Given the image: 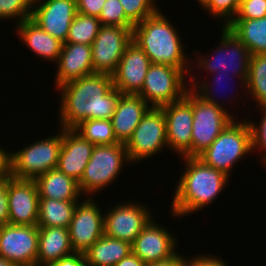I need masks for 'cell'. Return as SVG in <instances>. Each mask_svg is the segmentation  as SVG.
Returning <instances> with one entry per match:
<instances>
[{
	"label": "cell",
	"mask_w": 266,
	"mask_h": 266,
	"mask_svg": "<svg viewBox=\"0 0 266 266\" xmlns=\"http://www.w3.org/2000/svg\"><path fill=\"white\" fill-rule=\"evenodd\" d=\"M259 110V111H258ZM258 111V116L260 115L257 122L254 119L247 118L251 129V141H252V152H256L258 156L260 155V160L266 155V110L256 109Z\"/></svg>",
	"instance_id": "37"
},
{
	"label": "cell",
	"mask_w": 266,
	"mask_h": 266,
	"mask_svg": "<svg viewBox=\"0 0 266 266\" xmlns=\"http://www.w3.org/2000/svg\"><path fill=\"white\" fill-rule=\"evenodd\" d=\"M166 119L167 146L178 157H191L192 141V89L184 98L160 107Z\"/></svg>",
	"instance_id": "14"
},
{
	"label": "cell",
	"mask_w": 266,
	"mask_h": 266,
	"mask_svg": "<svg viewBox=\"0 0 266 266\" xmlns=\"http://www.w3.org/2000/svg\"><path fill=\"white\" fill-rule=\"evenodd\" d=\"M35 182L38 187L39 198L63 201H80L81 198H84L78 182L57 168L38 176Z\"/></svg>",
	"instance_id": "26"
},
{
	"label": "cell",
	"mask_w": 266,
	"mask_h": 266,
	"mask_svg": "<svg viewBox=\"0 0 266 266\" xmlns=\"http://www.w3.org/2000/svg\"><path fill=\"white\" fill-rule=\"evenodd\" d=\"M133 27L101 25L91 45L94 73L112 75L132 42Z\"/></svg>",
	"instance_id": "12"
},
{
	"label": "cell",
	"mask_w": 266,
	"mask_h": 266,
	"mask_svg": "<svg viewBox=\"0 0 266 266\" xmlns=\"http://www.w3.org/2000/svg\"><path fill=\"white\" fill-rule=\"evenodd\" d=\"M197 1H198L197 5H199V7H201L207 0H197ZM195 2H196V0H195Z\"/></svg>",
	"instance_id": "48"
},
{
	"label": "cell",
	"mask_w": 266,
	"mask_h": 266,
	"mask_svg": "<svg viewBox=\"0 0 266 266\" xmlns=\"http://www.w3.org/2000/svg\"><path fill=\"white\" fill-rule=\"evenodd\" d=\"M72 253L68 228L39 227L36 266H46Z\"/></svg>",
	"instance_id": "25"
},
{
	"label": "cell",
	"mask_w": 266,
	"mask_h": 266,
	"mask_svg": "<svg viewBox=\"0 0 266 266\" xmlns=\"http://www.w3.org/2000/svg\"><path fill=\"white\" fill-rule=\"evenodd\" d=\"M106 0H76L77 13L99 17Z\"/></svg>",
	"instance_id": "41"
},
{
	"label": "cell",
	"mask_w": 266,
	"mask_h": 266,
	"mask_svg": "<svg viewBox=\"0 0 266 266\" xmlns=\"http://www.w3.org/2000/svg\"><path fill=\"white\" fill-rule=\"evenodd\" d=\"M46 266H85L84 253L74 252Z\"/></svg>",
	"instance_id": "42"
},
{
	"label": "cell",
	"mask_w": 266,
	"mask_h": 266,
	"mask_svg": "<svg viewBox=\"0 0 266 266\" xmlns=\"http://www.w3.org/2000/svg\"><path fill=\"white\" fill-rule=\"evenodd\" d=\"M35 0H0V22L16 21L15 25L31 18Z\"/></svg>",
	"instance_id": "34"
},
{
	"label": "cell",
	"mask_w": 266,
	"mask_h": 266,
	"mask_svg": "<svg viewBox=\"0 0 266 266\" xmlns=\"http://www.w3.org/2000/svg\"><path fill=\"white\" fill-rule=\"evenodd\" d=\"M221 28H219L221 37L217 43L219 45H216L211 53L209 51V54L206 52L202 55L200 52L198 53V50H193V57L196 58L191 59V70L195 72L199 69V71L206 72L202 77L216 72L230 73L236 77H248L251 56L248 48L226 27Z\"/></svg>",
	"instance_id": "7"
},
{
	"label": "cell",
	"mask_w": 266,
	"mask_h": 266,
	"mask_svg": "<svg viewBox=\"0 0 266 266\" xmlns=\"http://www.w3.org/2000/svg\"><path fill=\"white\" fill-rule=\"evenodd\" d=\"M125 147L132 164L148 161L166 149L169 151L166 119L161 108L151 107L146 112Z\"/></svg>",
	"instance_id": "9"
},
{
	"label": "cell",
	"mask_w": 266,
	"mask_h": 266,
	"mask_svg": "<svg viewBox=\"0 0 266 266\" xmlns=\"http://www.w3.org/2000/svg\"><path fill=\"white\" fill-rule=\"evenodd\" d=\"M0 266H16L13 262H11L10 260H7L5 258H2L0 256Z\"/></svg>",
	"instance_id": "46"
},
{
	"label": "cell",
	"mask_w": 266,
	"mask_h": 266,
	"mask_svg": "<svg viewBox=\"0 0 266 266\" xmlns=\"http://www.w3.org/2000/svg\"><path fill=\"white\" fill-rule=\"evenodd\" d=\"M151 106L138 94H122L111 117L114 135L126 144Z\"/></svg>",
	"instance_id": "23"
},
{
	"label": "cell",
	"mask_w": 266,
	"mask_h": 266,
	"mask_svg": "<svg viewBox=\"0 0 266 266\" xmlns=\"http://www.w3.org/2000/svg\"><path fill=\"white\" fill-rule=\"evenodd\" d=\"M126 17L135 25L161 10L158 0H119ZM158 4V5H157Z\"/></svg>",
	"instance_id": "35"
},
{
	"label": "cell",
	"mask_w": 266,
	"mask_h": 266,
	"mask_svg": "<svg viewBox=\"0 0 266 266\" xmlns=\"http://www.w3.org/2000/svg\"><path fill=\"white\" fill-rule=\"evenodd\" d=\"M94 146L74 129L62 128V145L57 169L79 182L91 158Z\"/></svg>",
	"instance_id": "20"
},
{
	"label": "cell",
	"mask_w": 266,
	"mask_h": 266,
	"mask_svg": "<svg viewBox=\"0 0 266 266\" xmlns=\"http://www.w3.org/2000/svg\"><path fill=\"white\" fill-rule=\"evenodd\" d=\"M127 164L132 165L125 144L95 145L84 174L78 182L80 192L84 197H95L96 194L99 196V192L115 185Z\"/></svg>",
	"instance_id": "6"
},
{
	"label": "cell",
	"mask_w": 266,
	"mask_h": 266,
	"mask_svg": "<svg viewBox=\"0 0 266 266\" xmlns=\"http://www.w3.org/2000/svg\"><path fill=\"white\" fill-rule=\"evenodd\" d=\"M131 252L129 242L103 235L84 252L85 266H114Z\"/></svg>",
	"instance_id": "27"
},
{
	"label": "cell",
	"mask_w": 266,
	"mask_h": 266,
	"mask_svg": "<svg viewBox=\"0 0 266 266\" xmlns=\"http://www.w3.org/2000/svg\"><path fill=\"white\" fill-rule=\"evenodd\" d=\"M151 64L149 57L132 41L112 74L113 86L122 94H137Z\"/></svg>",
	"instance_id": "19"
},
{
	"label": "cell",
	"mask_w": 266,
	"mask_h": 266,
	"mask_svg": "<svg viewBox=\"0 0 266 266\" xmlns=\"http://www.w3.org/2000/svg\"><path fill=\"white\" fill-rule=\"evenodd\" d=\"M262 167L265 166L266 169V155L260 160Z\"/></svg>",
	"instance_id": "47"
},
{
	"label": "cell",
	"mask_w": 266,
	"mask_h": 266,
	"mask_svg": "<svg viewBox=\"0 0 266 266\" xmlns=\"http://www.w3.org/2000/svg\"><path fill=\"white\" fill-rule=\"evenodd\" d=\"M57 124L74 129L87 119H111L122 93L110 74L93 73L59 86ZM59 120V123H58Z\"/></svg>",
	"instance_id": "1"
},
{
	"label": "cell",
	"mask_w": 266,
	"mask_h": 266,
	"mask_svg": "<svg viewBox=\"0 0 266 266\" xmlns=\"http://www.w3.org/2000/svg\"><path fill=\"white\" fill-rule=\"evenodd\" d=\"M145 266H185V255L177 251L170 258L157 261L155 263H149Z\"/></svg>",
	"instance_id": "43"
},
{
	"label": "cell",
	"mask_w": 266,
	"mask_h": 266,
	"mask_svg": "<svg viewBox=\"0 0 266 266\" xmlns=\"http://www.w3.org/2000/svg\"><path fill=\"white\" fill-rule=\"evenodd\" d=\"M74 130L94 145L118 144L110 119H87Z\"/></svg>",
	"instance_id": "31"
},
{
	"label": "cell",
	"mask_w": 266,
	"mask_h": 266,
	"mask_svg": "<svg viewBox=\"0 0 266 266\" xmlns=\"http://www.w3.org/2000/svg\"><path fill=\"white\" fill-rule=\"evenodd\" d=\"M226 28L246 45L251 55L266 53V17L233 19Z\"/></svg>",
	"instance_id": "28"
},
{
	"label": "cell",
	"mask_w": 266,
	"mask_h": 266,
	"mask_svg": "<svg viewBox=\"0 0 266 266\" xmlns=\"http://www.w3.org/2000/svg\"><path fill=\"white\" fill-rule=\"evenodd\" d=\"M239 3L240 0H207L201 8L217 21L218 26L226 27L235 17Z\"/></svg>",
	"instance_id": "33"
},
{
	"label": "cell",
	"mask_w": 266,
	"mask_h": 266,
	"mask_svg": "<svg viewBox=\"0 0 266 266\" xmlns=\"http://www.w3.org/2000/svg\"><path fill=\"white\" fill-rule=\"evenodd\" d=\"M78 202L39 198L37 226L68 228Z\"/></svg>",
	"instance_id": "29"
},
{
	"label": "cell",
	"mask_w": 266,
	"mask_h": 266,
	"mask_svg": "<svg viewBox=\"0 0 266 266\" xmlns=\"http://www.w3.org/2000/svg\"><path fill=\"white\" fill-rule=\"evenodd\" d=\"M9 224L37 226L39 192L35 180H8Z\"/></svg>",
	"instance_id": "18"
},
{
	"label": "cell",
	"mask_w": 266,
	"mask_h": 266,
	"mask_svg": "<svg viewBox=\"0 0 266 266\" xmlns=\"http://www.w3.org/2000/svg\"><path fill=\"white\" fill-rule=\"evenodd\" d=\"M0 146V177L8 173V149Z\"/></svg>",
	"instance_id": "45"
},
{
	"label": "cell",
	"mask_w": 266,
	"mask_h": 266,
	"mask_svg": "<svg viewBox=\"0 0 266 266\" xmlns=\"http://www.w3.org/2000/svg\"><path fill=\"white\" fill-rule=\"evenodd\" d=\"M195 254L191 257L185 255V266H228L222 256L213 254ZM206 254V255H205ZM221 257V258H220Z\"/></svg>",
	"instance_id": "39"
},
{
	"label": "cell",
	"mask_w": 266,
	"mask_h": 266,
	"mask_svg": "<svg viewBox=\"0 0 266 266\" xmlns=\"http://www.w3.org/2000/svg\"><path fill=\"white\" fill-rule=\"evenodd\" d=\"M91 45L63 43L58 62L56 63L55 82L57 89L68 82L94 73Z\"/></svg>",
	"instance_id": "21"
},
{
	"label": "cell",
	"mask_w": 266,
	"mask_h": 266,
	"mask_svg": "<svg viewBox=\"0 0 266 266\" xmlns=\"http://www.w3.org/2000/svg\"><path fill=\"white\" fill-rule=\"evenodd\" d=\"M11 177L9 173L0 177V227L9 223L8 180Z\"/></svg>",
	"instance_id": "40"
},
{
	"label": "cell",
	"mask_w": 266,
	"mask_h": 266,
	"mask_svg": "<svg viewBox=\"0 0 266 266\" xmlns=\"http://www.w3.org/2000/svg\"><path fill=\"white\" fill-rule=\"evenodd\" d=\"M153 217L131 244L132 252L145 264L170 258L177 252L178 235Z\"/></svg>",
	"instance_id": "16"
},
{
	"label": "cell",
	"mask_w": 266,
	"mask_h": 266,
	"mask_svg": "<svg viewBox=\"0 0 266 266\" xmlns=\"http://www.w3.org/2000/svg\"><path fill=\"white\" fill-rule=\"evenodd\" d=\"M39 227L6 224L0 227V256L16 266H36Z\"/></svg>",
	"instance_id": "15"
},
{
	"label": "cell",
	"mask_w": 266,
	"mask_h": 266,
	"mask_svg": "<svg viewBox=\"0 0 266 266\" xmlns=\"http://www.w3.org/2000/svg\"><path fill=\"white\" fill-rule=\"evenodd\" d=\"M98 19L101 25L134 27L119 0H106Z\"/></svg>",
	"instance_id": "36"
},
{
	"label": "cell",
	"mask_w": 266,
	"mask_h": 266,
	"mask_svg": "<svg viewBox=\"0 0 266 266\" xmlns=\"http://www.w3.org/2000/svg\"><path fill=\"white\" fill-rule=\"evenodd\" d=\"M100 27L97 17L77 13L70 25L66 43L92 45Z\"/></svg>",
	"instance_id": "32"
},
{
	"label": "cell",
	"mask_w": 266,
	"mask_h": 266,
	"mask_svg": "<svg viewBox=\"0 0 266 266\" xmlns=\"http://www.w3.org/2000/svg\"><path fill=\"white\" fill-rule=\"evenodd\" d=\"M181 160L185 169H182L180 179L176 182L169 207V214L174 220L208 208L217 201L231 181L224 172L205 165L197 157H182Z\"/></svg>",
	"instance_id": "2"
},
{
	"label": "cell",
	"mask_w": 266,
	"mask_h": 266,
	"mask_svg": "<svg viewBox=\"0 0 266 266\" xmlns=\"http://www.w3.org/2000/svg\"><path fill=\"white\" fill-rule=\"evenodd\" d=\"M192 112L191 157H198L235 118L222 107L203 100L193 90Z\"/></svg>",
	"instance_id": "10"
},
{
	"label": "cell",
	"mask_w": 266,
	"mask_h": 266,
	"mask_svg": "<svg viewBox=\"0 0 266 266\" xmlns=\"http://www.w3.org/2000/svg\"><path fill=\"white\" fill-rule=\"evenodd\" d=\"M189 88V76L182 69L152 63L137 94L151 107L160 108L184 98Z\"/></svg>",
	"instance_id": "8"
},
{
	"label": "cell",
	"mask_w": 266,
	"mask_h": 266,
	"mask_svg": "<svg viewBox=\"0 0 266 266\" xmlns=\"http://www.w3.org/2000/svg\"><path fill=\"white\" fill-rule=\"evenodd\" d=\"M212 75V76H211ZM198 74H196L195 72H194V74H193V72H191L190 73V75H189V87L200 97V98H202L203 100H205V101H207V102H210V103H212V104H214V105H216V106H219V107H222L224 110H226L227 112H229L234 118H238V116H235V113H233L232 111H229L230 109H231V107H233V105H234V109H235V106L237 105L238 107H236L237 109H239L241 106H239V104L237 103V101H238V97H240L241 99H242V96L240 95V94H242V95H244L243 97H244V100H245V97L247 98V82H246V80H247V77H236V76H232V75H230V74H224V73H212V74H209L208 76H210V78H211V80H210V78L209 77H207V78H202L201 76H199ZM214 76V77H213ZM229 76V77H228ZM232 76V77H231ZM224 77V78H223ZM213 78H214V81H213ZM225 78H226V80H225ZM229 78V81H231L232 80V82H234L235 80H237L238 82L237 83H240V84H238L240 87L238 88V87H236V83H233L232 84V82L230 83L231 85H233L232 87L230 86V84H229V87L231 88V90L232 91H237L236 89H241V91H239V92H241L240 94H239V92H238V94L237 95H235L236 96V98H234V97H232L233 99H232V101H231V99H230V97L229 96H227V97H229V99H227V97H223L225 94H223V98H225V100L227 99V100H229V101H225V100H223V98H222V100L223 101H221V98L219 99L218 98V96L219 95H217L218 93H220V92H217L216 90H218V89H216V87L218 88L221 84V86H223V87H225V84H226V87H228L227 85H228V81H227V79ZM232 78H234V79H232ZM208 81H207V80ZM223 80H225V82L223 81ZM223 83H224V85H223ZM235 84V85H234ZM236 87V89H232L233 87ZM229 87H228V89H229ZM220 88H222V87H220ZM219 88V89H220ZM223 89H225L226 90V88H223ZM222 89V90H223ZM221 90V89H220ZM242 90L244 91V92H242ZM216 92V93H215ZM225 92V91H224ZM228 92V91H227ZM226 92V93H227ZM229 92H230V89H229ZM221 93H223V92H221ZM231 93H233V92H231ZM230 93V94H231ZM221 95V94H220ZM239 95V96H238ZM231 96V95H230ZM219 97H221V96H219ZM234 100H237V101H234ZM225 101V102H224ZM231 102H232V104H231ZM234 102H235V104H234ZM224 103V104H223ZM226 103V104H225ZM229 104H231L230 105V107H228V105ZM227 105V106H226ZM226 106V107H225ZM229 109V110H228Z\"/></svg>",
	"instance_id": "22"
},
{
	"label": "cell",
	"mask_w": 266,
	"mask_h": 266,
	"mask_svg": "<svg viewBox=\"0 0 266 266\" xmlns=\"http://www.w3.org/2000/svg\"><path fill=\"white\" fill-rule=\"evenodd\" d=\"M23 46L33 55L40 57L43 61L51 62L55 65L61 53L62 42L45 32L31 18H28L17 25H14Z\"/></svg>",
	"instance_id": "24"
},
{
	"label": "cell",
	"mask_w": 266,
	"mask_h": 266,
	"mask_svg": "<svg viewBox=\"0 0 266 266\" xmlns=\"http://www.w3.org/2000/svg\"><path fill=\"white\" fill-rule=\"evenodd\" d=\"M54 135L35 139L23 148L8 151V173L17 179L35 180L49 170L56 169L62 145V128Z\"/></svg>",
	"instance_id": "5"
},
{
	"label": "cell",
	"mask_w": 266,
	"mask_h": 266,
	"mask_svg": "<svg viewBox=\"0 0 266 266\" xmlns=\"http://www.w3.org/2000/svg\"><path fill=\"white\" fill-rule=\"evenodd\" d=\"M146 264L133 252L129 253L120 262L116 263L114 266H145Z\"/></svg>",
	"instance_id": "44"
},
{
	"label": "cell",
	"mask_w": 266,
	"mask_h": 266,
	"mask_svg": "<svg viewBox=\"0 0 266 266\" xmlns=\"http://www.w3.org/2000/svg\"><path fill=\"white\" fill-rule=\"evenodd\" d=\"M139 200L119 201L104 211V235L132 244L154 217L153 208ZM148 207V208H147ZM153 213V214H152ZM153 215V216H152Z\"/></svg>",
	"instance_id": "11"
},
{
	"label": "cell",
	"mask_w": 266,
	"mask_h": 266,
	"mask_svg": "<svg viewBox=\"0 0 266 266\" xmlns=\"http://www.w3.org/2000/svg\"><path fill=\"white\" fill-rule=\"evenodd\" d=\"M162 11L135 24L132 41L144 51L151 63L180 68L189 76L192 57L186 52L187 43L182 41L180 29Z\"/></svg>",
	"instance_id": "3"
},
{
	"label": "cell",
	"mask_w": 266,
	"mask_h": 266,
	"mask_svg": "<svg viewBox=\"0 0 266 266\" xmlns=\"http://www.w3.org/2000/svg\"><path fill=\"white\" fill-rule=\"evenodd\" d=\"M266 17V0H240L233 19H259Z\"/></svg>",
	"instance_id": "38"
},
{
	"label": "cell",
	"mask_w": 266,
	"mask_h": 266,
	"mask_svg": "<svg viewBox=\"0 0 266 266\" xmlns=\"http://www.w3.org/2000/svg\"><path fill=\"white\" fill-rule=\"evenodd\" d=\"M247 117L235 118L197 158L231 178L239 161L252 156L251 129Z\"/></svg>",
	"instance_id": "4"
},
{
	"label": "cell",
	"mask_w": 266,
	"mask_h": 266,
	"mask_svg": "<svg viewBox=\"0 0 266 266\" xmlns=\"http://www.w3.org/2000/svg\"><path fill=\"white\" fill-rule=\"evenodd\" d=\"M76 14V0H35L31 19L45 32L66 43Z\"/></svg>",
	"instance_id": "17"
},
{
	"label": "cell",
	"mask_w": 266,
	"mask_h": 266,
	"mask_svg": "<svg viewBox=\"0 0 266 266\" xmlns=\"http://www.w3.org/2000/svg\"><path fill=\"white\" fill-rule=\"evenodd\" d=\"M101 206L95 197H84L77 203L68 227L74 252L84 253L104 235V212Z\"/></svg>",
	"instance_id": "13"
},
{
	"label": "cell",
	"mask_w": 266,
	"mask_h": 266,
	"mask_svg": "<svg viewBox=\"0 0 266 266\" xmlns=\"http://www.w3.org/2000/svg\"><path fill=\"white\" fill-rule=\"evenodd\" d=\"M247 101L266 110V53L250 56L247 77ZM249 99V100H248Z\"/></svg>",
	"instance_id": "30"
}]
</instances>
